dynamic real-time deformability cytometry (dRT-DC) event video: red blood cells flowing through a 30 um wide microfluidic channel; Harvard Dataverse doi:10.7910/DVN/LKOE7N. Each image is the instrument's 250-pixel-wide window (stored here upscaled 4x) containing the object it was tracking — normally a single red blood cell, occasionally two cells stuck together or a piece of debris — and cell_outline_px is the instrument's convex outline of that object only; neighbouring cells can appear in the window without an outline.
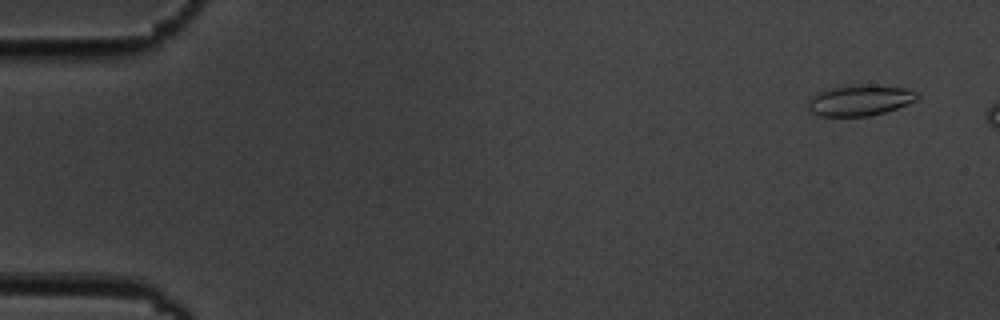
{"species": "common noctule bat (a hibernating species)", "species_latin": "Nyctalus noctula", "temperature_condition": "cold", "stored_images_in_passage": 3, "camera_frame_rate_fps": 3000, "um_per_image_px": 0.085, "animal": {"sex": "male", "body_mass_g": 19.5, "forearm_length_mm": 54.6}, "frame": {"image": 1, "passage_image": 1, "time_ms": 0.0, "image_size_px": [1000, 320], "cell_outline_px": [[920, 96], [916, 100], [896, 108], [884, 112], [868, 116], [820, 116], [808, 112], [804, 104], [812, 96], [824, 88], [852, 84], [872, 84], [908, 88], [916, 92]], "centroid_in_image_um": [73.01, 8.5], "position_along_channel_um": 12.0, "area_um2": 20.23}}